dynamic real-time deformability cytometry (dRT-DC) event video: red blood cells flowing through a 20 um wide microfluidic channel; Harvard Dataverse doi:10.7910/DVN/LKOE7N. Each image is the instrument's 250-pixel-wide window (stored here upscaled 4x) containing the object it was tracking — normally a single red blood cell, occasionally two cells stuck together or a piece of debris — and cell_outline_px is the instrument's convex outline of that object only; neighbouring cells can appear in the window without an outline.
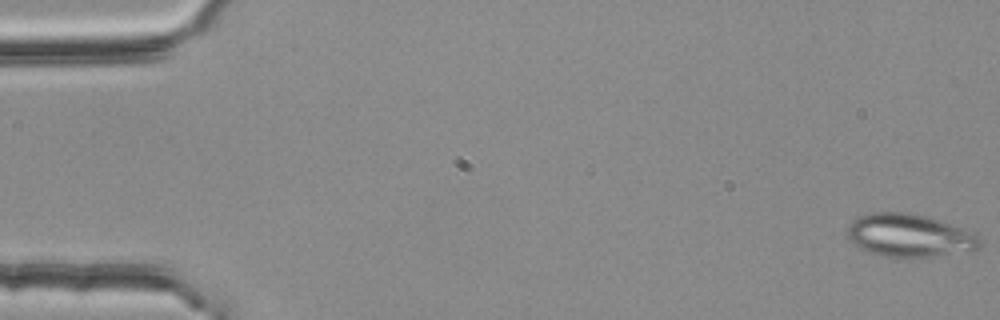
{"species": "common noctule bat (a hibernating species)", "species_latin": "Nyctalus noctula", "temperature_condition": "room temperature", "stored_images_in_passage": 53, "camera_frame_rate_fps": 3000, "um_per_image_px": 0.085, "animal": {"sex": "female", "body_mass_g": 25.1}, "frame": {"image": 1, "passage_image": 1, "time_ms": 0.0, "image_size_px": [1000, 320], "cell_outline_px": [[984, 240], [980, 248], [972, 252], [928, 256], [884, 256], [868, 252], [856, 244], [848, 236], [848, 224], [860, 216], [868, 212], [908, 212], [924, 216], [952, 224], [976, 232]], "centroid_in_image_um": [77.41, 20.01], "position_along_channel_um": 7.6, "area_um2": 33.23}}
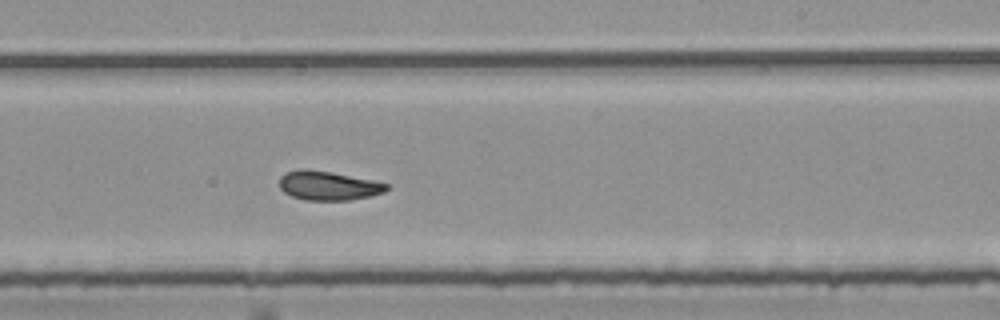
{"frame": {"image": 2, "passage_image": 33, "time_ms": 10.667, "image_size_px": [1000, 320], "cell_outline_px": [[388, 188], [384, 192], [368, 196], [348, 200], [308, 200], [292, 196], [284, 192], [280, 188], [280, 176], [284, 172], [300, 168], [308, 168], [372, 180], [388, 184]], "centroid_in_image_um": [27.85, 15.76], "position_along_channel_um": 261.2, "area_um2": 18.03}}
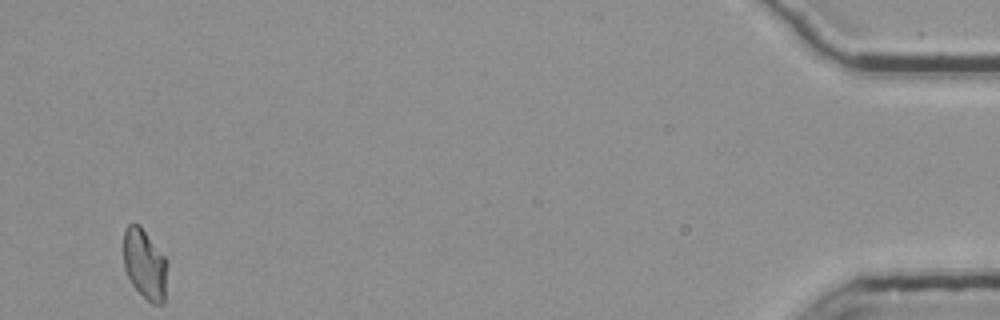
{"frame": {"image": 3, "passage_image": 53, "time_ms": 17.333, "image_size_px": [1000, 320], "cell_outline_px": [[168, 264], [164, 304], [152, 304], [132, 284], [124, 268], [124, 228], [128, 224], [140, 224], [168, 260]], "centroid_in_image_um": [12.33, 22.44], "position_along_channel_um": 422.9, "area_um2": 18.09}, "authors_computed_cell_mechanics": {"area_um2": 18.9006, "velocity_mm_per_s": 3.7236, "shape_relaxation_time_tau1_ms": null, "shape_relaxation_time_tau2_ms": 3.244, "deformation_change_tau1": null, "deformation_change_tau2": 0.097}}